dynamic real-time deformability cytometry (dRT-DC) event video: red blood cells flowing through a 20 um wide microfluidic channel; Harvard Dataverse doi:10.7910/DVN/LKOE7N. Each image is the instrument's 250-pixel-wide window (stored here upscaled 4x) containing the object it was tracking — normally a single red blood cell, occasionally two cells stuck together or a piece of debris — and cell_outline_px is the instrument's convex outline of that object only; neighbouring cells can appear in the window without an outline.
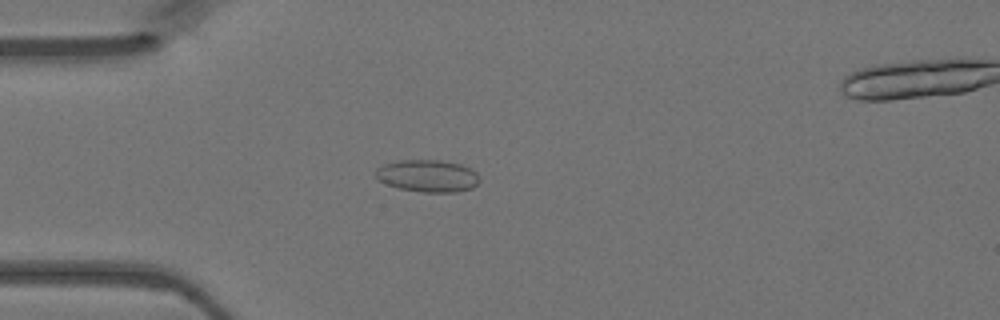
{"species": "Egyptian fruit bat (a non-hibernating species)", "species_latin": "Rousettus aegyptiacus", "temperature_condition": "warm", "stored_images_in_passage": 48, "segment_of_instrument_passage": [1, 2], "camera_frame_rate_fps": 3000, "um_per_image_px": 0.085, "animal": {"sex": "female"}, "frame": {"image": 1, "passage_image": 12, "time_ms": 3.667, "image_size_px": [1000, 320], "cell_outline_px": [[480, 180], [472, 188], [456, 192], [420, 192], [400, 188], [388, 184], [380, 180], [376, 176], [376, 168], [384, 164], [400, 160], [440, 160], [460, 164], [472, 168], [480, 176]], "centroid_in_image_um": [36.39, 14.94], "position_along_channel_um": 48.6, "area_um2": 19.48}}
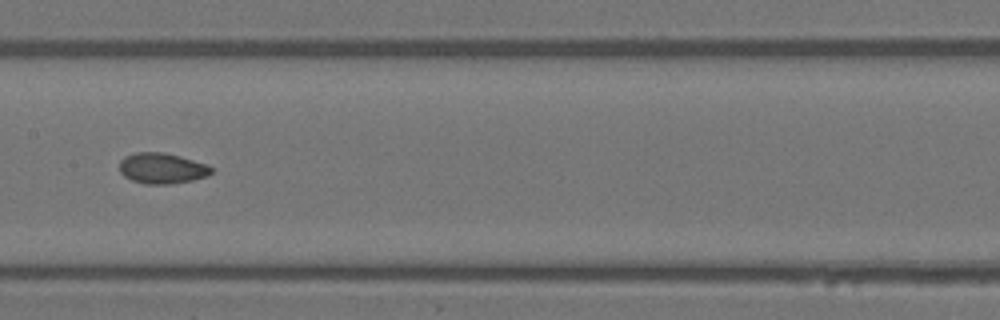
{"frame": {"image": 2, "passage_image": 23, "time_ms": 7.333, "image_size_px": [1000, 320], "cell_outline_px": [[212, 172], [208, 176], [192, 180], [168, 184], [144, 184], [132, 180], [124, 176], [120, 172], [120, 160], [124, 156], [136, 152], [164, 152], [180, 156], [208, 164], [212, 168]], "centroid_in_image_um": [13.77, 14.3], "position_along_channel_um": 193.6, "area_um2": 16.53}}
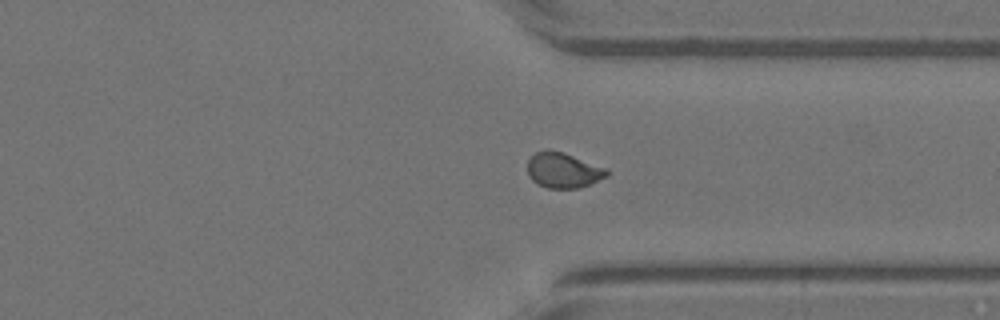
{"frame": {"image": 3, "passage_image": 35, "time_ms": 11.333, "image_size_px": [1000, 320], "cell_outline_px": [[608, 176], [580, 188], [548, 188], [536, 184], [528, 176], [528, 160], [536, 152], [564, 152], [608, 168]], "centroid_in_image_um": [47.91, 14.5], "position_along_channel_um": 363.5, "area_um2": 16.18}}